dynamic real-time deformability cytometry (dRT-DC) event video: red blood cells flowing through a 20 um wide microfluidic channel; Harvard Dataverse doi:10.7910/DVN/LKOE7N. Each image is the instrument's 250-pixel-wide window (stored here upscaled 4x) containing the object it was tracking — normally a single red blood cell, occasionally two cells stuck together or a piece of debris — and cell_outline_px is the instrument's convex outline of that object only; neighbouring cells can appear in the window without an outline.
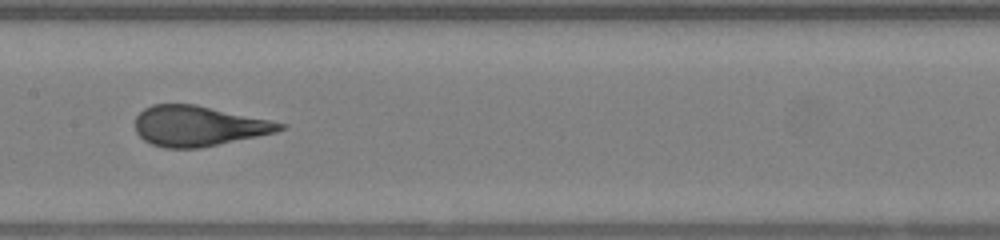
{"species": "human", "species_latin": "Homo sapiens", "temperature_condition": "warm", "stored_images_in_passage": 36, "camera_frame_rate_fps": 3000, "um_per_image_px": 0.085, "donor": {"sex": "female"}, "frame": {"image": 1, "passage_image": 11, "time_ms": 3.333, "image_size_px": [1000, 240], "cell_outline_px": [[288, 128], [276, 132], [200, 148], [164, 148], [152, 144], [144, 140], [136, 132], [136, 116], [144, 108], [152, 104], [196, 104], [288, 124]], "centroid_in_image_um": [16.87, 10.7], "position_along_channel_um": 190.5, "area_um2": 33.93}, "authors_computed_cell_mechanics": {"area_um2": 33.9286, "velocity_mm_per_s": 4.2418, "shape_relaxation_time_tau1_ms": 5.6944, "shape_relaxation_time_tau2_ms": null, "deformation_change_tau1": 0.2351, "deformation_change_tau2": null}}